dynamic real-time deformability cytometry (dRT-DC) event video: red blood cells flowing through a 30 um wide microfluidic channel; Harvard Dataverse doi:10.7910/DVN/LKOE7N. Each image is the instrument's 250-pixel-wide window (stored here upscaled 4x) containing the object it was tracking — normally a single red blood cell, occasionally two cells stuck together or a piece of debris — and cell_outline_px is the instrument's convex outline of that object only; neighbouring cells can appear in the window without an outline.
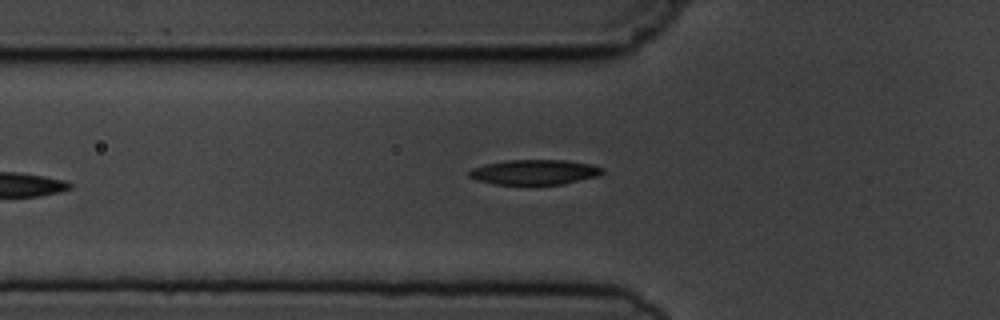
{"species": "common noctule bat (a hibernating species)", "species_latin": "Nyctalus noctula", "temperature_condition": "cold", "stored_images_in_passage": 7, "segment_of_instrument_passage": [1, 2], "camera_frame_rate_fps": 3000, "um_per_image_px": 0.085, "animal": {"sex": "male", "body_mass_g": 19.5, "forearm_length_mm": 54.6}, "frame": {"image": 1, "passage_image": 5, "time_ms": 5.667, "image_size_px": [1000, 320], "cell_outline_px": [[604, 172], [600, 176], [564, 184], [496, 184], [476, 180], [468, 176], [468, 172], [472, 168], [484, 164], [508, 160], [564, 160], [592, 164], [604, 168]], "centroid_in_image_um": [45.46, 14.63], "position_along_channel_um": 80.3, "area_um2": 19.54}}
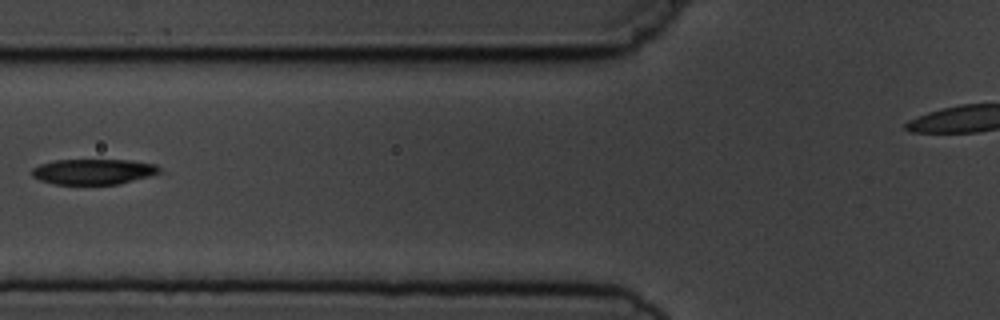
{"frame": {"image": 2, "passage_image": 6, "time_ms": 6.667, "image_size_px": [1000, 320], "cell_outline_px": [[160, 172], [148, 176], [116, 184], [56, 184], [40, 180], [32, 176], [32, 168], [40, 164], [56, 160], [132, 160], [156, 164], [160, 168]], "centroid_in_image_um": [7.92, 14.58], "position_along_channel_um": 117.9, "area_um2": 18.73}}